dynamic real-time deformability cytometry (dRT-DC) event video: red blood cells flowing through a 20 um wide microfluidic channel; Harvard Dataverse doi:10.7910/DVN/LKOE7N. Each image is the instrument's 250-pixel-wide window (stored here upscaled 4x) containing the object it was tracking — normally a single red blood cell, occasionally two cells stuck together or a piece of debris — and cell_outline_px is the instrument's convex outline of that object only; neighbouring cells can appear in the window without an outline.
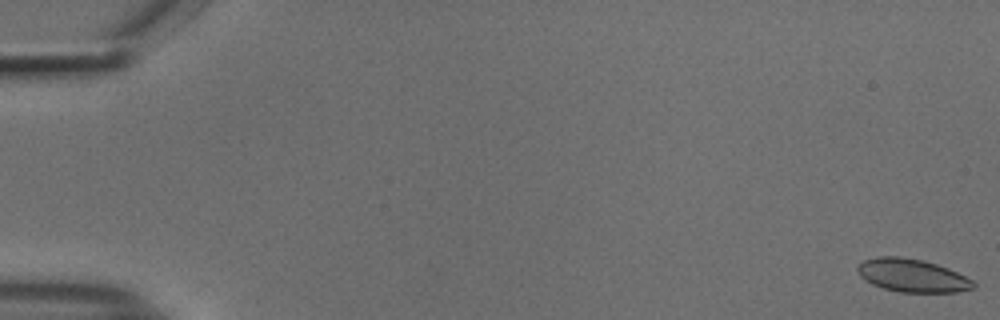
{"species": "common noctule bat (a hibernating species)", "species_latin": "Nyctalus noctula", "temperature_condition": "cold", "stored_images_in_passage": 53, "camera_frame_rate_fps": 3000, "um_per_image_px": 0.085, "animal": {"sex": "male", "body_mass_g": 18.8}, "frame": {"image": 1, "passage_image": 1, "time_ms": 0.0, "image_size_px": [1000, 320], "cell_outline_px": [[976, 284], [972, 288], [956, 292], [900, 292], [884, 288], [872, 284], [860, 276], [856, 268], [864, 260], [876, 256], [900, 256], [924, 260], [948, 268], [972, 280]], "centroid_in_image_um": [77.51, 23.4], "position_along_channel_um": 7.5, "area_um2": 22.2}}
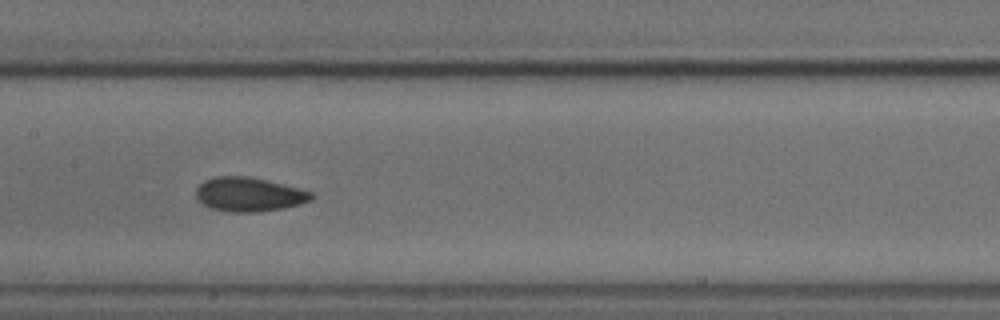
{"frame": {"image": 2, "passage_image": 28, "time_ms": 9.0, "image_size_px": [1000, 320], "cell_outline_px": [[316, 196], [312, 200], [300, 204], [284, 208], [260, 212], [228, 212], [212, 208], [204, 204], [196, 196], [196, 188], [204, 180], [216, 176], [248, 176], [312, 192]], "centroid_in_image_um": [21.17, 16.53], "position_along_channel_um": 186.2, "area_um2": 22.77}}
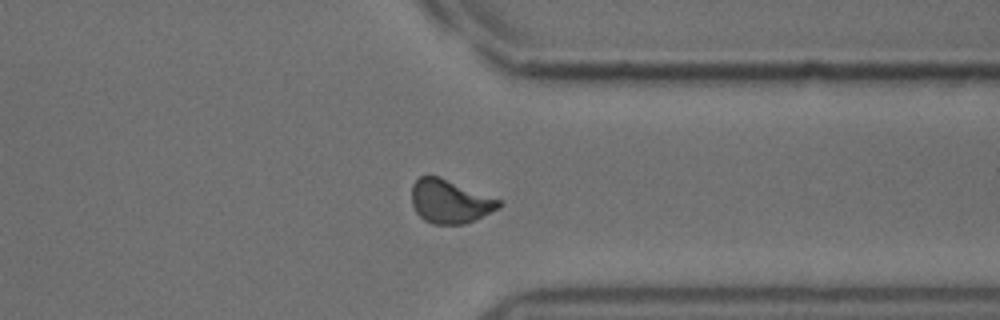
{"frame": {"image": 3, "passage_image": 43, "time_ms": 14.0, "image_size_px": [1000, 320], "cell_outline_px": [[504, 204], [500, 208], [464, 224], [432, 224], [424, 220], [416, 212], [412, 204], [412, 184], [420, 176], [440, 176], [500, 200]], "centroid_in_image_um": [38.23, 17.12], "position_along_channel_um": 373.2, "area_um2": 22.08}, "authors_computed_cell_mechanics": {"area_um2": 22.1952, "velocity_mm_per_s": 3.7611, "shape_relaxation_time_tau1_ms": 4.8193, "shape_relaxation_time_tau2_ms": 1.6642, "deformation_change_tau1": 0.0891, "deformation_change_tau2": 0.0482}}